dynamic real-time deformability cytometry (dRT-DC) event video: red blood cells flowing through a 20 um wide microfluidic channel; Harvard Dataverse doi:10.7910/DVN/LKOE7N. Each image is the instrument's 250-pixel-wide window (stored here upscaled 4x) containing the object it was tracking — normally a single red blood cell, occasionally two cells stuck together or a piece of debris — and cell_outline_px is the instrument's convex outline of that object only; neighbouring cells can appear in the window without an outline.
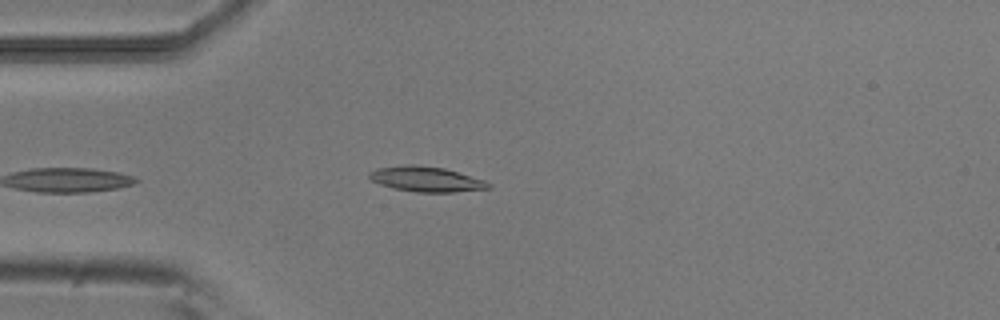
{"species": "common noctule bat (a hibernating species)", "species_latin": "Nyctalus noctula", "temperature_condition": "room temperature", "stored_images_in_passage": 37, "camera_frame_rate_fps": 3000, "um_per_image_px": 0.085, "animal": {"sex": "male", "body_mass_g": 20.5, "forearm_length_mm": 52.5}, "frame": {"image": 1, "passage_image": 1, "time_ms": 0.0, "image_size_px": [1000, 320], "cell_outline_px": [[492, 188], [452, 192], [416, 192], [396, 188], [380, 184], [372, 180], [368, 176], [368, 172], [376, 168], [408, 164], [416, 164], [444, 168], [484, 180], [492, 184]], "centroid_in_image_um": [36.22, 15.22], "position_along_channel_um": 48.8, "area_um2": 17.4}}
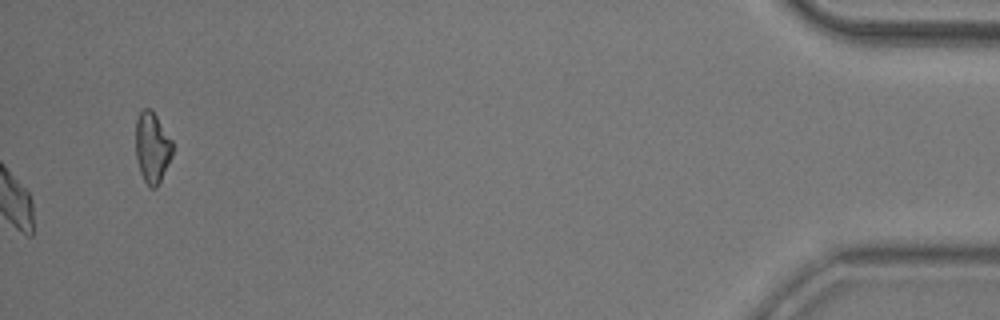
{"frame": {"image": 2, "passage_image": 37, "time_ms": 12.0, "image_size_px": [1000, 320], "cell_outline_px": [[172, 156], [156, 188], [152, 188], [144, 180], [140, 172], [136, 156], [136, 120], [140, 112], [144, 108], [152, 108], [172, 140]], "centroid_in_image_um": [12.93, 12.49], "position_along_channel_um": 422.3, "area_um2": 15.09}, "authors_computed_cell_mechanics": {"area_um2": 17.7446, "velocity_mm_per_s": 3.8377, "shape_relaxation_time_tau1_ms": 3.5338, "shape_relaxation_time_tau2_ms": 5.8905, "deformation_change_tau1": 0.099, "deformation_change_tau2": 0.1088}}